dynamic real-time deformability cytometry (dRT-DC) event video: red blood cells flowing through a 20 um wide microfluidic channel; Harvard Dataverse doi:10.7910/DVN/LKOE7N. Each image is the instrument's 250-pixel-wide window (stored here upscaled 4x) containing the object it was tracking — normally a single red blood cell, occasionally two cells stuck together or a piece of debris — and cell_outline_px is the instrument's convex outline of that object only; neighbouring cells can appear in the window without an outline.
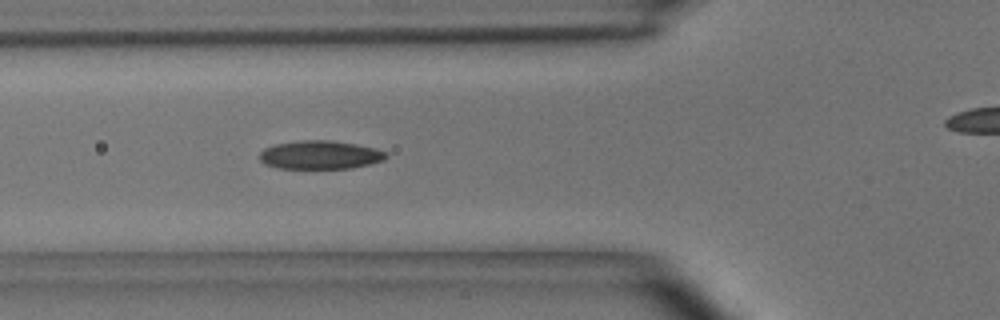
{"species": "common noctule bat (a hibernating species)", "species_latin": "Nyctalus noctula", "temperature_condition": "room temperature", "stored_images_in_passage": 19, "camera_frame_rate_fps": 3000, "um_per_image_px": 0.085, "animal": {"sex": "male", "body_mass_g": 15.6}, "frame": {"image": 1, "passage_image": 6, "time_ms": 1.667, "image_size_px": [1000, 320], "cell_outline_px": [[388, 156], [384, 160], [352, 168], [280, 168], [264, 164], [260, 160], [260, 152], [264, 148], [276, 144], [300, 140], [332, 140], [356, 144], [376, 148], [388, 152]], "centroid_in_image_um": [27.23, 13.16], "position_along_channel_um": 98.6, "area_um2": 21.04}}